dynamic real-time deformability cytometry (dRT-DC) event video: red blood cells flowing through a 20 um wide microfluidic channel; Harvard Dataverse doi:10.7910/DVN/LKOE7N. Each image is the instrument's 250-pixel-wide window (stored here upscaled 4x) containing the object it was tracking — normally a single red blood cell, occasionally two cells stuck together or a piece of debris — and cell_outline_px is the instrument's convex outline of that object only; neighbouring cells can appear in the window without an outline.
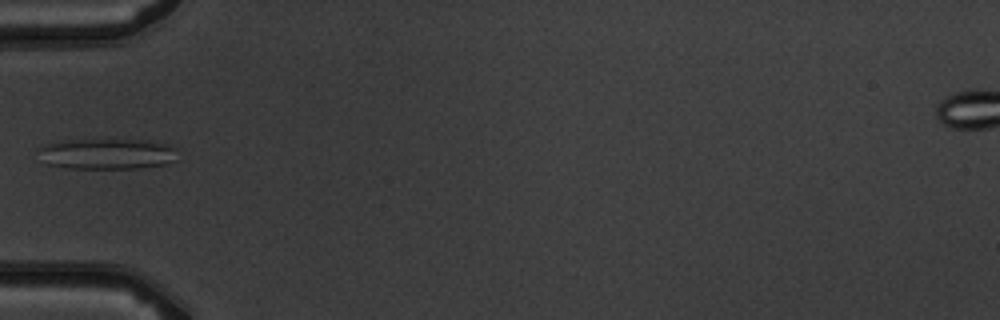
{"species": "common noctule bat (a hibernating species)", "species_latin": "Nyctalus noctula", "temperature_condition": "warm", "stored_images_in_passage": 4, "camera_frame_rate_fps": 3000, "um_per_image_px": 0.085, "animal": {"sex": "male", "body_mass_g": 19.5, "forearm_length_mm": 54.6}, "frame": {"image": 1, "passage_image": 4, "time_ms": 5.333, "image_size_px": [1000, 320], "cell_outline_px": [[176, 160], [164, 164], [140, 168], [68, 168], [48, 164], [40, 148], [44, 144], [64, 140], [152, 140], [176, 148]], "centroid_in_image_um": [9.17, 13.07], "position_along_channel_um": 75.8, "area_um2": 24.51}}